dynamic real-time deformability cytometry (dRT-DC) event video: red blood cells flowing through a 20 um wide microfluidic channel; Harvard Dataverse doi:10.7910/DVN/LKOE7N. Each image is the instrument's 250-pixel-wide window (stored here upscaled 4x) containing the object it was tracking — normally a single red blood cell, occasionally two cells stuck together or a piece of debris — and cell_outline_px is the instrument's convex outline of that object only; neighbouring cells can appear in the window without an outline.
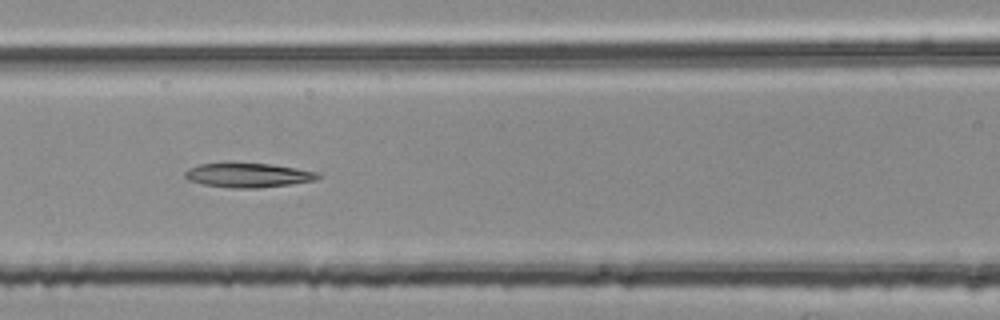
{"species": "common noctule bat (a hibernating species)", "species_latin": "Nyctalus noctula", "temperature_condition": "room temperature", "stored_images_in_passage": 54, "segment_of_instrument_passage": [2, 2], "camera_frame_rate_fps": 3000, "um_per_image_px": 0.085, "animal": {"sex": "female", "body_mass_g": 25.1}, "frame": {"image": 1, "passage_image": 23, "time_ms": 7.333, "image_size_px": [1000, 320], "cell_outline_px": [[320, 176], [316, 180], [288, 184], [256, 188], [228, 188], [204, 184], [188, 180], [184, 176], [184, 172], [188, 168], [200, 164], [272, 164], [320, 172]], "centroid_in_image_um": [21.09, 14.9], "position_along_channel_um": 145.5, "area_um2": 18.55}}
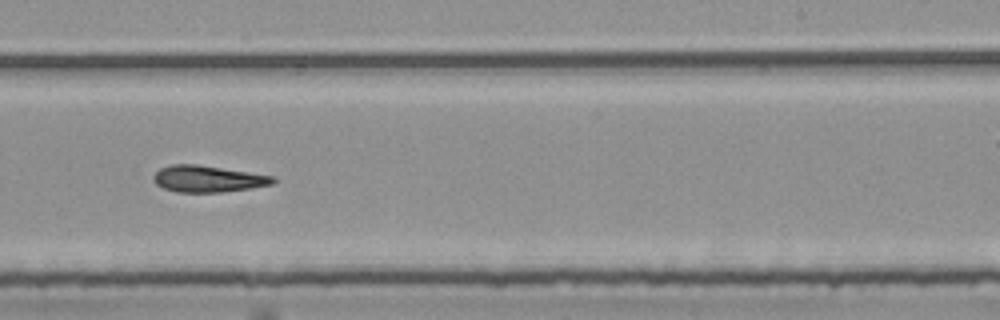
{"frame": {"image": 2, "passage_image": 33, "time_ms": 10.667, "image_size_px": [1000, 320], "cell_outline_px": [[276, 180], [272, 184], [252, 188], [220, 192], [176, 192], [164, 188], [156, 184], [152, 180], [152, 176], [160, 168], [172, 164], [196, 164], [272, 176]], "centroid_in_image_um": [17.61, 15.2], "position_along_channel_um": 271.4, "area_um2": 18.32}}
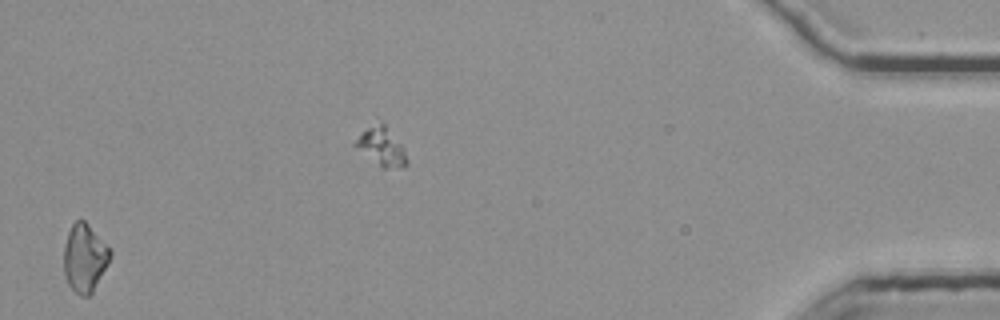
{"frame": {"image": 3, "passage_image": 53, "time_ms": 17.333, "image_size_px": [1000, 320], "cell_outline_px": [[112, 256], [108, 264], [92, 292], [88, 296], [80, 296], [68, 284], [64, 272], [64, 244], [68, 232], [72, 224], [76, 220], [84, 220], [88, 224], [112, 252]], "centroid_in_image_um": [7.19, 21.93], "position_along_channel_um": 428.0, "area_um2": 18.15}}